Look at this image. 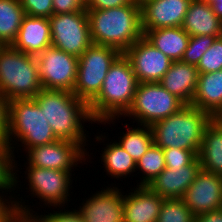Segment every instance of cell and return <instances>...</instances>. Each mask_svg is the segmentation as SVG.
Instances as JSON below:
<instances>
[{
  "mask_svg": "<svg viewBox=\"0 0 222 222\" xmlns=\"http://www.w3.org/2000/svg\"><path fill=\"white\" fill-rule=\"evenodd\" d=\"M33 99L58 140L78 143L86 151L84 147L89 140L83 122H95L85 101L71 91L49 89H42Z\"/></svg>",
  "mask_w": 222,
  "mask_h": 222,
  "instance_id": "6da1fadb",
  "label": "cell"
},
{
  "mask_svg": "<svg viewBox=\"0 0 222 222\" xmlns=\"http://www.w3.org/2000/svg\"><path fill=\"white\" fill-rule=\"evenodd\" d=\"M137 85L131 62L122 53L108 70L100 92L88 104L94 122L105 125L124 116L133 103Z\"/></svg>",
  "mask_w": 222,
  "mask_h": 222,
  "instance_id": "7a4b0ae2",
  "label": "cell"
},
{
  "mask_svg": "<svg viewBox=\"0 0 222 222\" xmlns=\"http://www.w3.org/2000/svg\"><path fill=\"white\" fill-rule=\"evenodd\" d=\"M94 45L125 53L142 36L141 6L137 1L106 10H86Z\"/></svg>",
  "mask_w": 222,
  "mask_h": 222,
  "instance_id": "3957f363",
  "label": "cell"
},
{
  "mask_svg": "<svg viewBox=\"0 0 222 222\" xmlns=\"http://www.w3.org/2000/svg\"><path fill=\"white\" fill-rule=\"evenodd\" d=\"M211 122L212 116L209 113L185 105L177 113L151 126L154 144L162 149L175 147L198 153L205 129Z\"/></svg>",
  "mask_w": 222,
  "mask_h": 222,
  "instance_id": "277c9868",
  "label": "cell"
},
{
  "mask_svg": "<svg viewBox=\"0 0 222 222\" xmlns=\"http://www.w3.org/2000/svg\"><path fill=\"white\" fill-rule=\"evenodd\" d=\"M42 89L36 56L0 45V93L11 101L34 98Z\"/></svg>",
  "mask_w": 222,
  "mask_h": 222,
  "instance_id": "5b68a950",
  "label": "cell"
},
{
  "mask_svg": "<svg viewBox=\"0 0 222 222\" xmlns=\"http://www.w3.org/2000/svg\"><path fill=\"white\" fill-rule=\"evenodd\" d=\"M15 140L23 144L24 151L58 140L47 122L43 110L40 109L33 98L9 101L6 144L13 152L16 148L14 147L15 144H19Z\"/></svg>",
  "mask_w": 222,
  "mask_h": 222,
  "instance_id": "8992f818",
  "label": "cell"
},
{
  "mask_svg": "<svg viewBox=\"0 0 222 222\" xmlns=\"http://www.w3.org/2000/svg\"><path fill=\"white\" fill-rule=\"evenodd\" d=\"M122 53L110 46L92 44L78 57L73 93L89 104L100 92L108 70Z\"/></svg>",
  "mask_w": 222,
  "mask_h": 222,
  "instance_id": "52a82bcc",
  "label": "cell"
},
{
  "mask_svg": "<svg viewBox=\"0 0 222 222\" xmlns=\"http://www.w3.org/2000/svg\"><path fill=\"white\" fill-rule=\"evenodd\" d=\"M183 106L185 104L159 82L138 83L133 103L124 116H130L139 125L152 126L177 113Z\"/></svg>",
  "mask_w": 222,
  "mask_h": 222,
  "instance_id": "ba28073f",
  "label": "cell"
},
{
  "mask_svg": "<svg viewBox=\"0 0 222 222\" xmlns=\"http://www.w3.org/2000/svg\"><path fill=\"white\" fill-rule=\"evenodd\" d=\"M49 21L53 47L80 57L93 44L86 10L56 14Z\"/></svg>",
  "mask_w": 222,
  "mask_h": 222,
  "instance_id": "9c48e42d",
  "label": "cell"
},
{
  "mask_svg": "<svg viewBox=\"0 0 222 222\" xmlns=\"http://www.w3.org/2000/svg\"><path fill=\"white\" fill-rule=\"evenodd\" d=\"M43 89L73 92L78 57L50 46L36 56Z\"/></svg>",
  "mask_w": 222,
  "mask_h": 222,
  "instance_id": "30bf717a",
  "label": "cell"
},
{
  "mask_svg": "<svg viewBox=\"0 0 222 222\" xmlns=\"http://www.w3.org/2000/svg\"><path fill=\"white\" fill-rule=\"evenodd\" d=\"M24 171L27 173V180L31 196L40 198L44 205L63 207L70 201V185L72 184V171H61L54 169L38 168L35 166H26ZM37 196V197H36ZM50 205V206H49Z\"/></svg>",
  "mask_w": 222,
  "mask_h": 222,
  "instance_id": "8fae6325",
  "label": "cell"
},
{
  "mask_svg": "<svg viewBox=\"0 0 222 222\" xmlns=\"http://www.w3.org/2000/svg\"><path fill=\"white\" fill-rule=\"evenodd\" d=\"M27 166L38 168L54 169L61 171H73L78 163L85 162L89 156L78 143L57 140L53 143L36 146L27 149Z\"/></svg>",
  "mask_w": 222,
  "mask_h": 222,
  "instance_id": "7c38bea8",
  "label": "cell"
},
{
  "mask_svg": "<svg viewBox=\"0 0 222 222\" xmlns=\"http://www.w3.org/2000/svg\"><path fill=\"white\" fill-rule=\"evenodd\" d=\"M124 55L130 60L138 83L160 82L173 61L142 36Z\"/></svg>",
  "mask_w": 222,
  "mask_h": 222,
  "instance_id": "4fadbf2b",
  "label": "cell"
},
{
  "mask_svg": "<svg viewBox=\"0 0 222 222\" xmlns=\"http://www.w3.org/2000/svg\"><path fill=\"white\" fill-rule=\"evenodd\" d=\"M181 199L195 216L221 209L222 176L201 169Z\"/></svg>",
  "mask_w": 222,
  "mask_h": 222,
  "instance_id": "5bb4252c",
  "label": "cell"
},
{
  "mask_svg": "<svg viewBox=\"0 0 222 222\" xmlns=\"http://www.w3.org/2000/svg\"><path fill=\"white\" fill-rule=\"evenodd\" d=\"M192 0H145L141 6V28L148 31L159 28L182 27Z\"/></svg>",
  "mask_w": 222,
  "mask_h": 222,
  "instance_id": "9a60e30c",
  "label": "cell"
},
{
  "mask_svg": "<svg viewBox=\"0 0 222 222\" xmlns=\"http://www.w3.org/2000/svg\"><path fill=\"white\" fill-rule=\"evenodd\" d=\"M122 193L116 184L113 188L106 186L83 200L78 211L85 222H124Z\"/></svg>",
  "mask_w": 222,
  "mask_h": 222,
  "instance_id": "2e32d148",
  "label": "cell"
},
{
  "mask_svg": "<svg viewBox=\"0 0 222 222\" xmlns=\"http://www.w3.org/2000/svg\"><path fill=\"white\" fill-rule=\"evenodd\" d=\"M200 170L201 164L197 157L187 166L166 167L147 186L165 199L182 198Z\"/></svg>",
  "mask_w": 222,
  "mask_h": 222,
  "instance_id": "e0dca14e",
  "label": "cell"
},
{
  "mask_svg": "<svg viewBox=\"0 0 222 222\" xmlns=\"http://www.w3.org/2000/svg\"><path fill=\"white\" fill-rule=\"evenodd\" d=\"M123 195L124 222H157L164 198L148 186H137Z\"/></svg>",
  "mask_w": 222,
  "mask_h": 222,
  "instance_id": "ac0fdd59",
  "label": "cell"
},
{
  "mask_svg": "<svg viewBox=\"0 0 222 222\" xmlns=\"http://www.w3.org/2000/svg\"><path fill=\"white\" fill-rule=\"evenodd\" d=\"M12 149L6 144V143H0V199L11 209L12 215L23 217V218H31L34 213H36L29 205H25L23 201V198H13L10 192L16 190V186L18 185V175L19 171L16 170L17 162L15 161V154L13 155ZM17 171V173H16ZM15 188V189H14ZM5 190V191H4ZM4 192V193H3ZM5 192H9L10 196L6 198L7 196L4 195ZM3 193V194H2ZM3 195V196H2ZM5 196V198H4ZM14 200H13V199ZM8 199V200H7ZM12 199V200H11ZM19 199L21 201H19ZM24 205V206H23ZM29 206V207H28Z\"/></svg>",
  "mask_w": 222,
  "mask_h": 222,
  "instance_id": "d6986e66",
  "label": "cell"
},
{
  "mask_svg": "<svg viewBox=\"0 0 222 222\" xmlns=\"http://www.w3.org/2000/svg\"><path fill=\"white\" fill-rule=\"evenodd\" d=\"M12 46L33 56L52 46L49 18L25 15Z\"/></svg>",
  "mask_w": 222,
  "mask_h": 222,
  "instance_id": "ffe728a7",
  "label": "cell"
},
{
  "mask_svg": "<svg viewBox=\"0 0 222 222\" xmlns=\"http://www.w3.org/2000/svg\"><path fill=\"white\" fill-rule=\"evenodd\" d=\"M198 74L196 66L182 61H173L159 83L185 105H191Z\"/></svg>",
  "mask_w": 222,
  "mask_h": 222,
  "instance_id": "44dd1931",
  "label": "cell"
},
{
  "mask_svg": "<svg viewBox=\"0 0 222 222\" xmlns=\"http://www.w3.org/2000/svg\"><path fill=\"white\" fill-rule=\"evenodd\" d=\"M182 28L189 36H222V22L211 6L201 0L190 2Z\"/></svg>",
  "mask_w": 222,
  "mask_h": 222,
  "instance_id": "7402d4cb",
  "label": "cell"
},
{
  "mask_svg": "<svg viewBox=\"0 0 222 222\" xmlns=\"http://www.w3.org/2000/svg\"><path fill=\"white\" fill-rule=\"evenodd\" d=\"M191 105L211 116L222 108V70L198 74L196 91Z\"/></svg>",
  "mask_w": 222,
  "mask_h": 222,
  "instance_id": "603a6c76",
  "label": "cell"
},
{
  "mask_svg": "<svg viewBox=\"0 0 222 222\" xmlns=\"http://www.w3.org/2000/svg\"><path fill=\"white\" fill-rule=\"evenodd\" d=\"M143 36L172 61H181L190 36L182 27L159 28L142 31Z\"/></svg>",
  "mask_w": 222,
  "mask_h": 222,
  "instance_id": "cb8c5ba5",
  "label": "cell"
},
{
  "mask_svg": "<svg viewBox=\"0 0 222 222\" xmlns=\"http://www.w3.org/2000/svg\"><path fill=\"white\" fill-rule=\"evenodd\" d=\"M197 156L202 170L222 176V129L213 121L205 129Z\"/></svg>",
  "mask_w": 222,
  "mask_h": 222,
  "instance_id": "d4e9b609",
  "label": "cell"
},
{
  "mask_svg": "<svg viewBox=\"0 0 222 222\" xmlns=\"http://www.w3.org/2000/svg\"><path fill=\"white\" fill-rule=\"evenodd\" d=\"M25 15L20 0H0V45H12Z\"/></svg>",
  "mask_w": 222,
  "mask_h": 222,
  "instance_id": "484cf974",
  "label": "cell"
},
{
  "mask_svg": "<svg viewBox=\"0 0 222 222\" xmlns=\"http://www.w3.org/2000/svg\"><path fill=\"white\" fill-rule=\"evenodd\" d=\"M107 146L103 148L101 162L104 164L106 173L113 178H125L127 175L136 172L135 160L124 150V148L118 143H107Z\"/></svg>",
  "mask_w": 222,
  "mask_h": 222,
  "instance_id": "4316f807",
  "label": "cell"
},
{
  "mask_svg": "<svg viewBox=\"0 0 222 222\" xmlns=\"http://www.w3.org/2000/svg\"><path fill=\"white\" fill-rule=\"evenodd\" d=\"M118 141L124 150L137 162L154 144L151 126L129 127Z\"/></svg>",
  "mask_w": 222,
  "mask_h": 222,
  "instance_id": "83f0119b",
  "label": "cell"
},
{
  "mask_svg": "<svg viewBox=\"0 0 222 222\" xmlns=\"http://www.w3.org/2000/svg\"><path fill=\"white\" fill-rule=\"evenodd\" d=\"M165 168L163 149L153 144L136 162V170L142 173L141 181L137 183V186H147Z\"/></svg>",
  "mask_w": 222,
  "mask_h": 222,
  "instance_id": "f1b7e54d",
  "label": "cell"
},
{
  "mask_svg": "<svg viewBox=\"0 0 222 222\" xmlns=\"http://www.w3.org/2000/svg\"><path fill=\"white\" fill-rule=\"evenodd\" d=\"M157 222H195V215L181 198H164Z\"/></svg>",
  "mask_w": 222,
  "mask_h": 222,
  "instance_id": "f546056e",
  "label": "cell"
},
{
  "mask_svg": "<svg viewBox=\"0 0 222 222\" xmlns=\"http://www.w3.org/2000/svg\"><path fill=\"white\" fill-rule=\"evenodd\" d=\"M216 38V36H190L181 61L197 67L201 57L211 47Z\"/></svg>",
  "mask_w": 222,
  "mask_h": 222,
  "instance_id": "4dcf8cb0",
  "label": "cell"
},
{
  "mask_svg": "<svg viewBox=\"0 0 222 222\" xmlns=\"http://www.w3.org/2000/svg\"><path fill=\"white\" fill-rule=\"evenodd\" d=\"M199 74L222 70V36L216 38L197 65Z\"/></svg>",
  "mask_w": 222,
  "mask_h": 222,
  "instance_id": "1f68e13d",
  "label": "cell"
},
{
  "mask_svg": "<svg viewBox=\"0 0 222 222\" xmlns=\"http://www.w3.org/2000/svg\"><path fill=\"white\" fill-rule=\"evenodd\" d=\"M166 167H182L191 164L198 156L194 150L181 148L163 149Z\"/></svg>",
  "mask_w": 222,
  "mask_h": 222,
  "instance_id": "d6a6232c",
  "label": "cell"
},
{
  "mask_svg": "<svg viewBox=\"0 0 222 222\" xmlns=\"http://www.w3.org/2000/svg\"><path fill=\"white\" fill-rule=\"evenodd\" d=\"M26 15L50 18L53 16V0H20Z\"/></svg>",
  "mask_w": 222,
  "mask_h": 222,
  "instance_id": "836d02e7",
  "label": "cell"
},
{
  "mask_svg": "<svg viewBox=\"0 0 222 222\" xmlns=\"http://www.w3.org/2000/svg\"><path fill=\"white\" fill-rule=\"evenodd\" d=\"M31 219L34 222H85L78 209H73V211L60 210L56 212L53 210V213L50 212L48 215H38L36 213L33 214Z\"/></svg>",
  "mask_w": 222,
  "mask_h": 222,
  "instance_id": "e575fe53",
  "label": "cell"
},
{
  "mask_svg": "<svg viewBox=\"0 0 222 222\" xmlns=\"http://www.w3.org/2000/svg\"><path fill=\"white\" fill-rule=\"evenodd\" d=\"M86 10V0H53V15Z\"/></svg>",
  "mask_w": 222,
  "mask_h": 222,
  "instance_id": "d590c367",
  "label": "cell"
},
{
  "mask_svg": "<svg viewBox=\"0 0 222 222\" xmlns=\"http://www.w3.org/2000/svg\"><path fill=\"white\" fill-rule=\"evenodd\" d=\"M134 0H86V10H106L131 4Z\"/></svg>",
  "mask_w": 222,
  "mask_h": 222,
  "instance_id": "8d00e7d4",
  "label": "cell"
},
{
  "mask_svg": "<svg viewBox=\"0 0 222 222\" xmlns=\"http://www.w3.org/2000/svg\"><path fill=\"white\" fill-rule=\"evenodd\" d=\"M9 101L0 93V143H6L8 135Z\"/></svg>",
  "mask_w": 222,
  "mask_h": 222,
  "instance_id": "74e56055",
  "label": "cell"
},
{
  "mask_svg": "<svg viewBox=\"0 0 222 222\" xmlns=\"http://www.w3.org/2000/svg\"><path fill=\"white\" fill-rule=\"evenodd\" d=\"M195 222H222V209L195 216Z\"/></svg>",
  "mask_w": 222,
  "mask_h": 222,
  "instance_id": "f35d334b",
  "label": "cell"
},
{
  "mask_svg": "<svg viewBox=\"0 0 222 222\" xmlns=\"http://www.w3.org/2000/svg\"><path fill=\"white\" fill-rule=\"evenodd\" d=\"M11 215V209L0 199V222H5Z\"/></svg>",
  "mask_w": 222,
  "mask_h": 222,
  "instance_id": "ab89813d",
  "label": "cell"
},
{
  "mask_svg": "<svg viewBox=\"0 0 222 222\" xmlns=\"http://www.w3.org/2000/svg\"><path fill=\"white\" fill-rule=\"evenodd\" d=\"M214 14L222 22V0H213V3L210 5Z\"/></svg>",
  "mask_w": 222,
  "mask_h": 222,
  "instance_id": "60d3db41",
  "label": "cell"
},
{
  "mask_svg": "<svg viewBox=\"0 0 222 222\" xmlns=\"http://www.w3.org/2000/svg\"><path fill=\"white\" fill-rule=\"evenodd\" d=\"M5 222H34L31 218H23L11 215Z\"/></svg>",
  "mask_w": 222,
  "mask_h": 222,
  "instance_id": "b9f144b4",
  "label": "cell"
},
{
  "mask_svg": "<svg viewBox=\"0 0 222 222\" xmlns=\"http://www.w3.org/2000/svg\"><path fill=\"white\" fill-rule=\"evenodd\" d=\"M212 121L222 129V108L212 116Z\"/></svg>",
  "mask_w": 222,
  "mask_h": 222,
  "instance_id": "7bdbcfd3",
  "label": "cell"
},
{
  "mask_svg": "<svg viewBox=\"0 0 222 222\" xmlns=\"http://www.w3.org/2000/svg\"><path fill=\"white\" fill-rule=\"evenodd\" d=\"M201 1H205L206 3H208L209 5H211L213 3V0H201Z\"/></svg>",
  "mask_w": 222,
  "mask_h": 222,
  "instance_id": "ee69618b",
  "label": "cell"
},
{
  "mask_svg": "<svg viewBox=\"0 0 222 222\" xmlns=\"http://www.w3.org/2000/svg\"><path fill=\"white\" fill-rule=\"evenodd\" d=\"M135 1H137L138 3H142L143 1H145V0H135Z\"/></svg>",
  "mask_w": 222,
  "mask_h": 222,
  "instance_id": "f6af8a7d",
  "label": "cell"
}]
</instances>
